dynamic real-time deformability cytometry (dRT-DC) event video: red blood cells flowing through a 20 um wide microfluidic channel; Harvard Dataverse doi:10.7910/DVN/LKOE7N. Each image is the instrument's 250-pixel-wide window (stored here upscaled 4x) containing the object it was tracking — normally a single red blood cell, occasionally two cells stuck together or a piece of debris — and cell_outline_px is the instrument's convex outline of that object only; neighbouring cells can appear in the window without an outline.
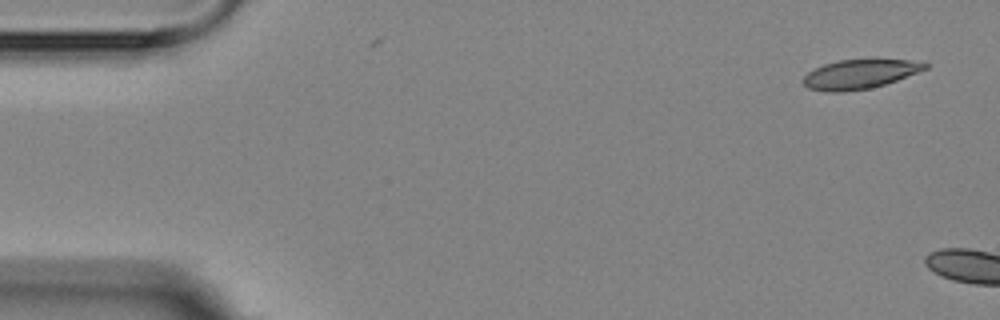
{"species": "Egyptian fruit bat (a non-hibernating species)", "species_latin": "Rousettus aegyptiacus", "temperature_condition": "room temperature", "stored_images_in_passage": 2, "camera_frame_rate_fps": 3000, "um_per_image_px": 0.085, "animal": {"sex": "female"}, "frame": {"image": 1, "passage_image": 1, "time_ms": 0.0, "image_size_px": [1000, 320], "cell_outline_px": [[928, 68], [896, 80], [872, 88], [840, 92], [828, 92], [808, 88], [804, 84], [804, 76], [808, 72], [824, 64], [840, 60], [876, 56], [908, 60], [928, 64]], "centroid_in_image_um": [73.11, 6.25], "position_along_channel_um": 11.9, "area_um2": 21.33}}